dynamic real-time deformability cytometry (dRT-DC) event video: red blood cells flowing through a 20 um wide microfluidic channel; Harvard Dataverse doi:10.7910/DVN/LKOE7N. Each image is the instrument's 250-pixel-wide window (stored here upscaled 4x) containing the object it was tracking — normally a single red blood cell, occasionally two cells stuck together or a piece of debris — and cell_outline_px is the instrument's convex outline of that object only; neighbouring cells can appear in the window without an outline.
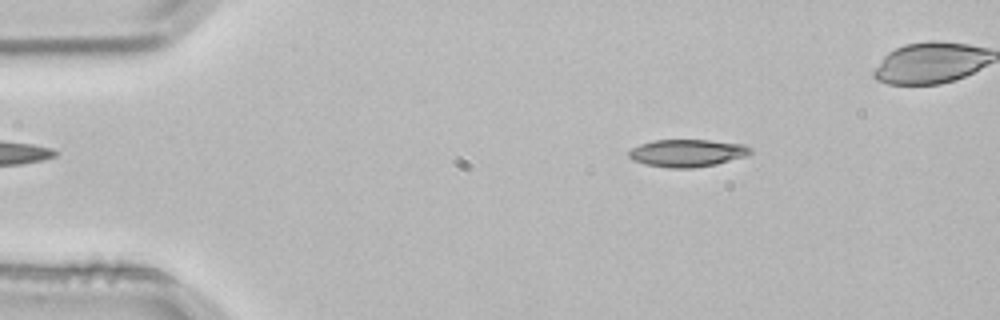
{"species": "common noctule bat (a hibernating species)", "species_latin": "Nyctalus noctula", "temperature_condition": "room temperature", "stored_images_in_passage": 4, "camera_frame_rate_fps": 3000, "um_per_image_px": 0.085, "animal": {"sex": "male", "body_mass_g": 21.5, "forearm_length_mm": 52.0}, "frame": {"image": 1, "passage_image": 2, "time_ms": 0.333, "image_size_px": [1000, 320], "cell_outline_px": [[752, 152], [748, 156], [716, 164], [692, 168], [668, 168], [644, 164], [632, 160], [628, 156], [628, 152], [632, 148], [640, 144], [656, 140], [708, 140], [744, 144], [752, 148]], "centroid_in_image_um": [58.43, 13.01], "position_along_channel_um": 26.6, "area_um2": 19.59}}